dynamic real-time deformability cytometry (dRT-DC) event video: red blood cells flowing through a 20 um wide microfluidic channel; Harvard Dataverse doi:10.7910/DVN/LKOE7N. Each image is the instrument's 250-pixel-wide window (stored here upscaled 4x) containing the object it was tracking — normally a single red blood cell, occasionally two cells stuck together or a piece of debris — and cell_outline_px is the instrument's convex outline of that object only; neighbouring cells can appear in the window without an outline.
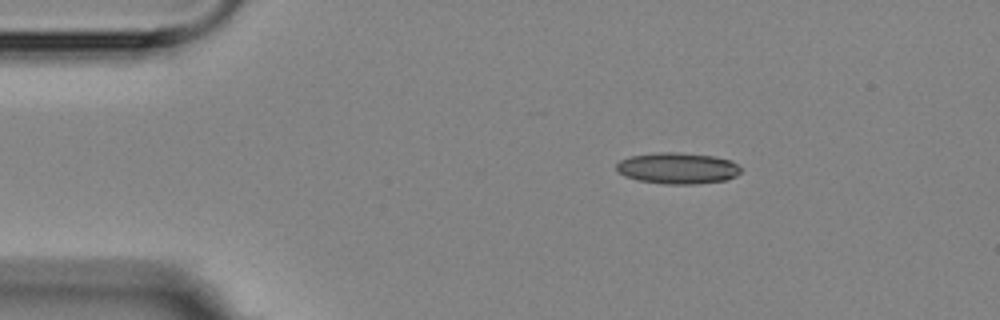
{"species": "Egyptian fruit bat (a non-hibernating species)", "species_latin": "Rousettus aegyptiacus", "temperature_condition": "room temperature", "stored_images_in_passage": 3, "camera_frame_rate_fps": 3000, "um_per_image_px": 0.085, "animal": {"sex": "female"}, "frame": {"image": 1, "passage_image": 1, "time_ms": 0.0, "image_size_px": [1000, 320], "cell_outline_px": [[740, 172], [736, 176], [728, 180], [696, 184], [664, 184], [636, 180], [624, 176], [616, 168], [616, 164], [620, 160], [632, 156], [660, 152], [676, 152], [712, 156], [732, 160], [740, 168]], "centroid_in_image_um": [57.6, 14.31], "position_along_channel_um": 27.4, "area_um2": 22.66}}
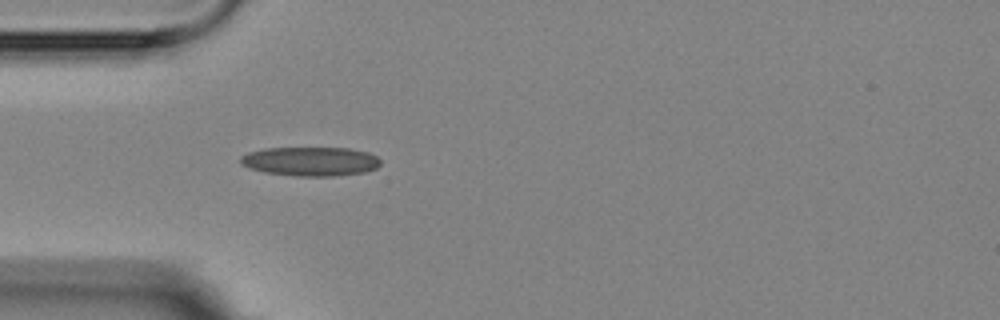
{"frame": {"image": 2, "passage_image": 3, "time_ms": 2.333, "image_size_px": [1000, 320], "cell_outline_px": [[380, 164], [376, 168], [364, 172], [336, 176], [296, 176], [264, 172], [248, 168], [240, 164], [240, 156], [248, 152], [264, 148], [348, 148], [368, 152], [376, 156], [380, 160]], "centroid_in_image_um": [26.36, 13.72], "position_along_channel_um": 58.6, "area_um2": 23.87}}